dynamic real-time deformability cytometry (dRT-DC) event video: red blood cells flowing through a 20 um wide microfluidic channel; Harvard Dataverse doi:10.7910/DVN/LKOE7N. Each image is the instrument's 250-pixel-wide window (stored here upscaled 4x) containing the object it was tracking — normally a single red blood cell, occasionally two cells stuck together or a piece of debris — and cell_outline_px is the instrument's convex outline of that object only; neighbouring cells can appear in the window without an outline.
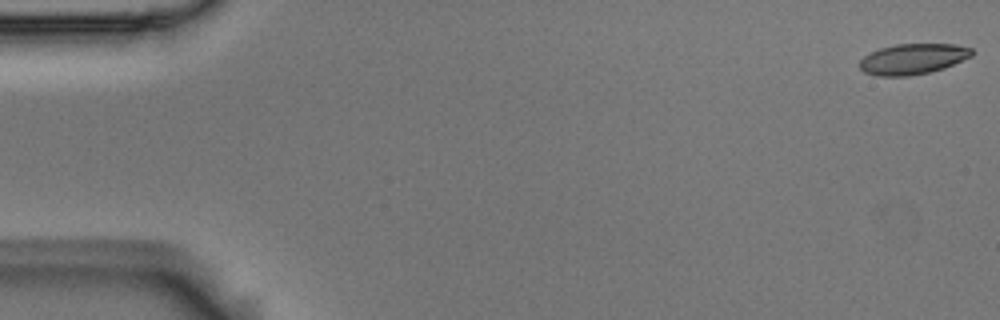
{"species": "Egyptian fruit bat (a non-hibernating species)", "species_latin": "Rousettus aegyptiacus", "temperature_condition": "room temperature", "stored_images_in_passage": 8, "camera_frame_rate_fps": 3000, "um_per_image_px": 0.085, "animal": {"sex": "male"}, "frame": {"image": 1, "passage_image": 1, "time_ms": 0.0, "image_size_px": [1000, 320], "cell_outline_px": [[976, 52], [972, 56], [944, 68], [928, 72], [908, 76], [876, 76], [864, 72], [860, 68], [860, 60], [864, 56], [880, 48], [896, 44], [956, 44], [972, 48]], "centroid_in_image_um": [77.62, 5.01], "position_along_channel_um": 7.4, "area_um2": 20.06}}